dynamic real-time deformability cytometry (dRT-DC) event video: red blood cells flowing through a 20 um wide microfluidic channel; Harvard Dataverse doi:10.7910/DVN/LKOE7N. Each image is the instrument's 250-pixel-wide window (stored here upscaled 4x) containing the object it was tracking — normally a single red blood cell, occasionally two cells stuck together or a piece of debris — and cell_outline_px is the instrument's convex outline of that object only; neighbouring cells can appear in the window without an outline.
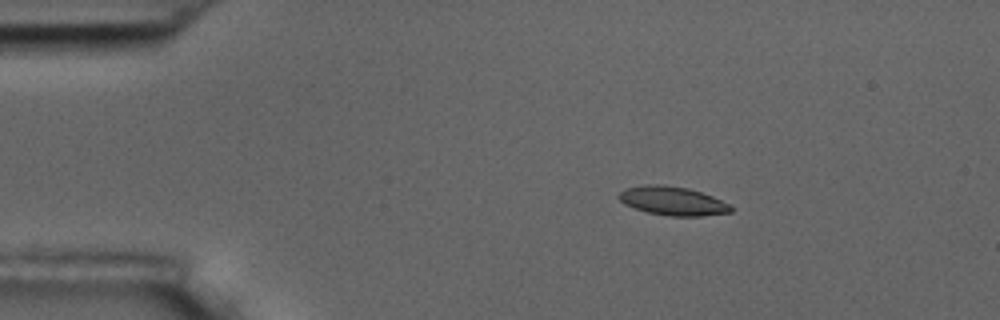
{"species": "common noctule bat (a hibernating species)", "species_latin": "Nyctalus noctula", "temperature_condition": "room temperature", "stored_images_in_passage": 5, "camera_frame_rate_fps": 3000, "um_per_image_px": 0.085, "animal": {"sex": "male", "body_mass_g": 17.5, "forearm_length_mm": 52.3}, "frame": {"image": 1, "passage_image": 3, "time_ms": 2.333, "image_size_px": [1000, 320], "cell_outline_px": [[732, 212], [700, 216], [672, 216], [648, 212], [624, 204], [616, 196], [624, 188], [644, 184], [664, 184], [688, 188], [712, 196], [728, 204], [732, 208]], "centroid_in_image_um": [57.13, 17.06], "position_along_channel_um": 27.9, "area_um2": 18.73}}